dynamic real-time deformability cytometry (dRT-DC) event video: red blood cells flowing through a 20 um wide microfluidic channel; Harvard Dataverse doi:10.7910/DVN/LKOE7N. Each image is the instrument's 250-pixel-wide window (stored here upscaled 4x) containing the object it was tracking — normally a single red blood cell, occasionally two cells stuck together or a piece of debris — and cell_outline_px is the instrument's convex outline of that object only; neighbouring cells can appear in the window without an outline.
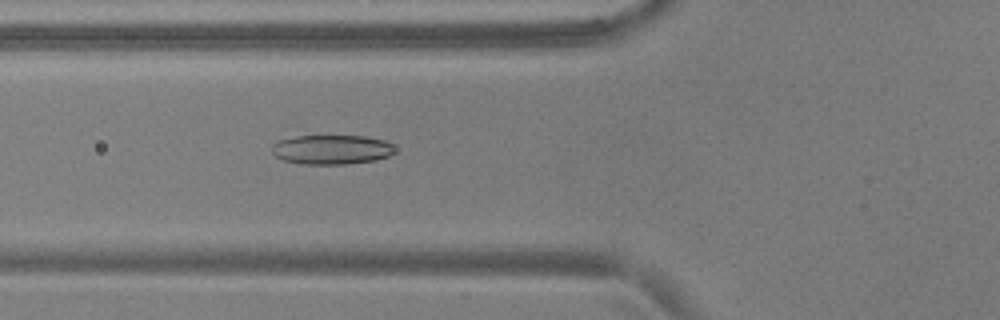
{"species": "common noctule bat (a hibernating species)", "species_latin": "Nyctalus noctula", "temperature_condition": "warm", "stored_images_in_passage": 37, "camera_frame_rate_fps": 3000, "um_per_image_px": 0.085, "animal": {"sex": "male", "body_mass_g": 17.9, "forearm_length_mm": 54.2}, "frame": {"image": 1, "passage_image": 3, "time_ms": 0.667, "image_size_px": [1000, 320], "cell_outline_px": [[396, 148], [388, 156], [376, 160], [344, 164], [304, 164], [284, 160], [276, 156], [272, 152], [272, 144], [276, 140], [296, 136], [364, 136], [384, 140], [392, 144]], "centroid_in_image_um": [28.17, 12.7], "position_along_channel_um": 97.6, "area_um2": 21.1}}
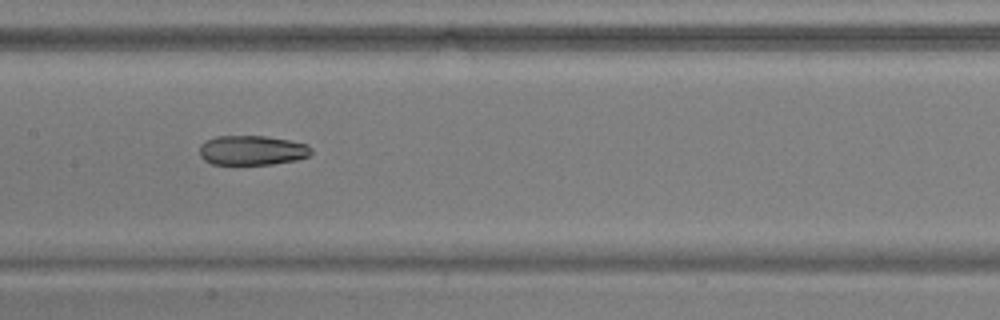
{"frame": {"image": 2, "passage_image": 10, "time_ms": 3.0, "image_size_px": [1000, 320], "cell_outline_px": [[312, 152], [308, 156], [296, 160], [272, 164], [212, 164], [204, 160], [200, 156], [200, 144], [204, 140], [216, 136], [264, 136], [288, 140], [308, 144], [312, 148]], "centroid_in_image_um": [21.41, 12.77], "position_along_channel_um": 186.0, "area_um2": 19.36}}
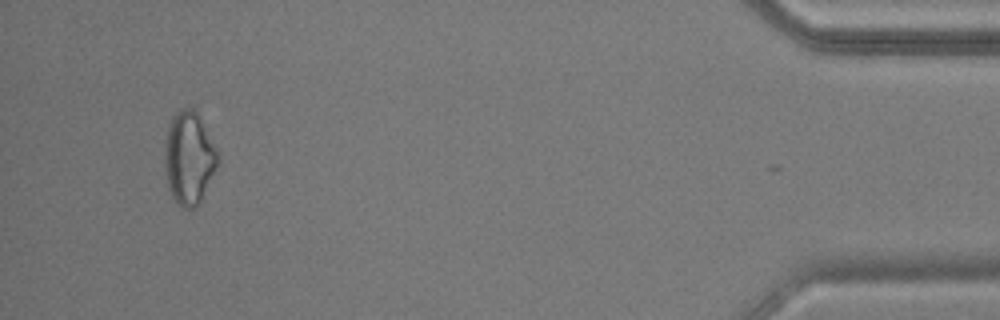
{"frame": {"image": 3, "passage_image": 34, "time_ms": 11.0, "image_size_px": [1000, 320], "cell_outline_px": [[220, 160], [196, 208], [184, 208], [176, 204], [168, 188], [164, 168], [164, 148], [168, 128], [172, 116], [180, 108], [192, 108], [196, 112], [220, 156]], "centroid_in_image_um": [16.03, 13.45], "position_along_channel_um": 419.2, "area_um2": 28.55}, "authors_computed_cell_mechanics": {"area_um2": 21.097, "velocity_mm_per_s": 3.7576, "shape_relaxation_time_tau1_ms": null, "shape_relaxation_time_tau2_ms": 3.7656, "deformation_change_tau1": null, "deformation_change_tau2": 0.1071}}